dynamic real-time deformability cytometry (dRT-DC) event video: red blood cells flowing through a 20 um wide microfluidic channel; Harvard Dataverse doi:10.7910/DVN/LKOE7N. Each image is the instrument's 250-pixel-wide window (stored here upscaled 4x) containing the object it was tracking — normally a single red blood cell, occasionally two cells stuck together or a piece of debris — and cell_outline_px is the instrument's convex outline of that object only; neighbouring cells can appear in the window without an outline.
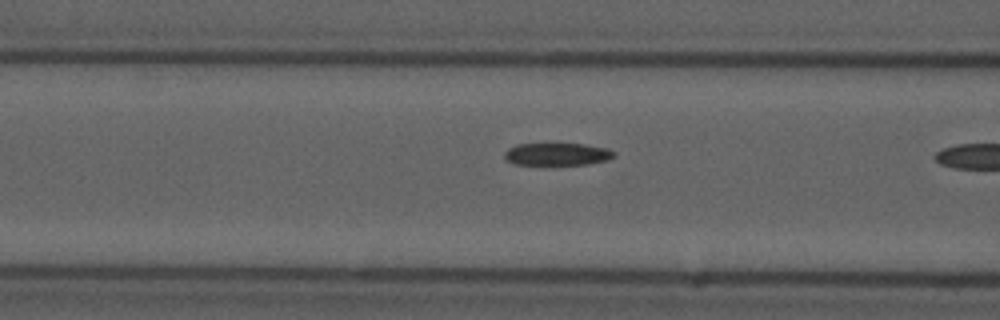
{"species": "common noctule bat (a hibernating species)", "species_latin": "Nyctalus noctula", "temperature_condition": "cold", "stored_images_in_passage": 20, "camera_frame_rate_fps": 3000, "um_per_image_px": 0.085, "animal": {"sex": "male", "forearm_length_mm": 52.5}, "frame": {"image": 1, "passage_image": 19, "time_ms": 6.0, "image_size_px": [1000, 320], "cell_outline_px": [[616, 156], [608, 160], [588, 164], [512, 164], [504, 160], [504, 152], [508, 148], [516, 144], [584, 144], [608, 148], [616, 152]], "centroid_in_image_um": [47.36, 13.1], "position_along_channel_um": 119.2, "area_um2": 14.45}}